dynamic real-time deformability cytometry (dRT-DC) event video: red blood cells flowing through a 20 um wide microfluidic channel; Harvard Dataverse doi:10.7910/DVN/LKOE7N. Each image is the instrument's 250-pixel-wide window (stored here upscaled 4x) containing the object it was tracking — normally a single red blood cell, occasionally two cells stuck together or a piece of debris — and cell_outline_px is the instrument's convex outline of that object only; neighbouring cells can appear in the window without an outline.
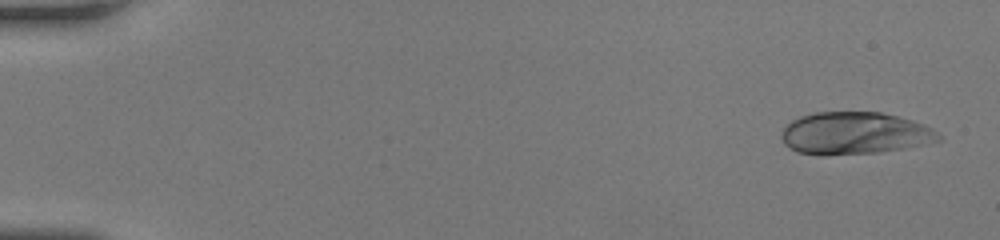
{"species": "human", "species_latin": "Homo sapiens", "temperature_condition": "room temperature", "stored_images_in_passage": 50, "camera_frame_rate_fps": 3000, "um_per_image_px": 0.085, "donor": {"sex": "female"}, "frame": {"image": 1, "passage_image": 2, "time_ms": 0.333, "image_size_px": [1000, 240], "cell_outline_px": [[940, 140], [924, 144], [880, 152], [796, 152], [784, 144], [784, 128], [792, 120], [800, 116], [816, 112], [880, 112], [912, 120], [924, 124], [932, 128], [940, 136]], "centroid_in_image_um": [72.69, 11.28], "position_along_channel_um": 12.3, "area_um2": 37.28}}
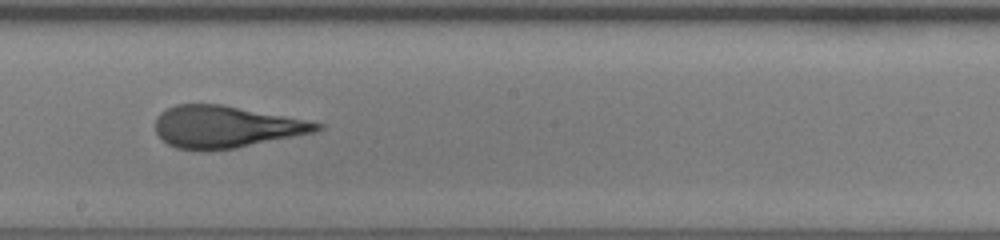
{"frame": {"image": 2, "passage_image": 29, "time_ms": 9.333, "image_size_px": [1000, 240], "cell_outline_px": [[324, 128], [316, 132], [236, 148], [200, 152], [176, 148], [168, 144], [156, 132], [156, 116], [160, 112], [176, 104], [220, 104], [284, 116], [324, 124]], "centroid_in_image_um": [19.16, 10.8], "position_along_channel_um": 229.0, "area_um2": 39.48}}
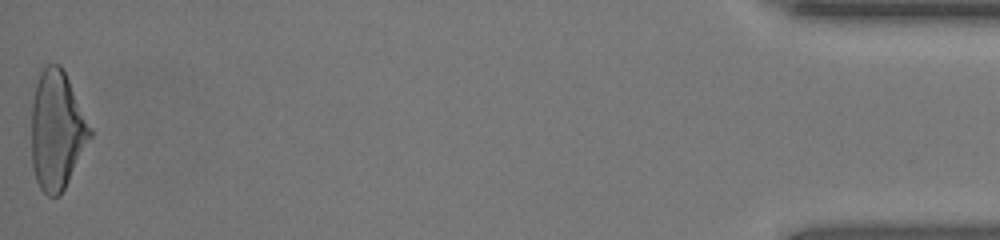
{"frame": {"image": 3, "passage_image": 50, "time_ms": 16.333, "image_size_px": [1000, 240], "cell_outline_px": [[92, 136], [60, 196], [48, 196], [40, 188], [36, 180], [32, 168], [32, 100], [36, 84], [40, 72], [48, 64], [60, 64], [92, 128]], "centroid_in_image_um": [4.83, 11.1], "position_along_channel_um": 430.4, "area_um2": 40.23}, "authors_computed_cell_mechanics": {"area_um2": 39.4485, "velocity_mm_per_s": 4.2313, "shape_relaxation_time_tau1_ms": 5.5094, "shape_relaxation_time_tau2_ms": 0.8657, "deformation_change_tau1": 0.2338, "deformation_change_tau2": 0.0703}}